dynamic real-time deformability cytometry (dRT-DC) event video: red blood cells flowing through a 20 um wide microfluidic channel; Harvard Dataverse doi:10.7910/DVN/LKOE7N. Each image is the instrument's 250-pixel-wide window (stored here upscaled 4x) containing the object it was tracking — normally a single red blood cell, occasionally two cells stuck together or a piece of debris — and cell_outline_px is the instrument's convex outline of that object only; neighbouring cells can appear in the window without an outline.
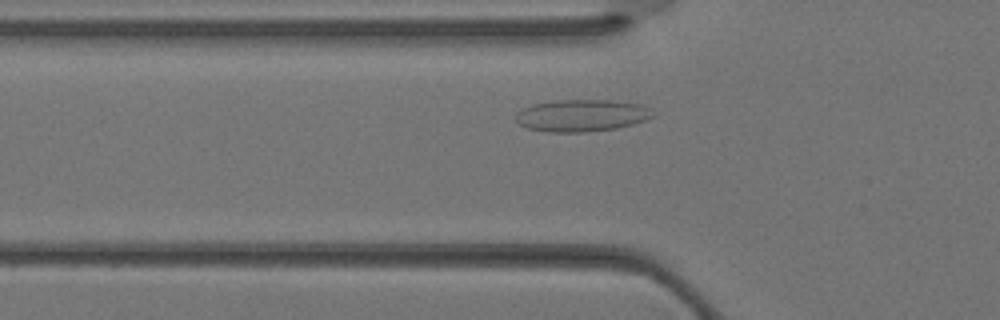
{"species": "Egyptian fruit bat (a non-hibernating species)", "species_latin": "Rousettus aegyptiacus", "temperature_condition": "warm", "stored_images_in_passage": 15, "camera_frame_rate_fps": 3000, "um_per_image_px": 0.085, "animal": {"sex": "female"}, "frame": {"image": 1, "passage_image": 6, "time_ms": 1.667, "image_size_px": [1000, 320], "cell_outline_px": [[656, 116], [648, 120], [616, 128], [584, 132], [544, 132], [528, 128], [520, 124], [516, 120], [516, 112], [520, 108], [532, 104], [552, 100], [608, 100], [644, 104]], "centroid_in_image_um": [49.43, 9.81], "position_along_channel_um": 76.4, "area_um2": 25.89}}
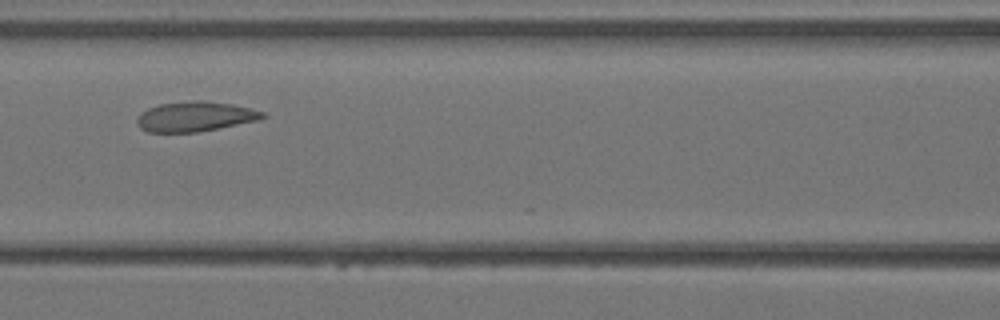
{"frame": {"image": 2, "passage_image": 10, "time_ms": 3.0, "image_size_px": [1000, 320], "cell_outline_px": [[268, 116], [260, 120], [196, 132], [148, 132], [140, 128], [136, 124], [136, 120], [148, 108], [160, 104], [196, 100], [200, 100], [232, 104], [264, 112]], "centroid_in_image_um": [16.6, 9.91], "position_along_channel_um": 150.0, "area_um2": 21.68}}
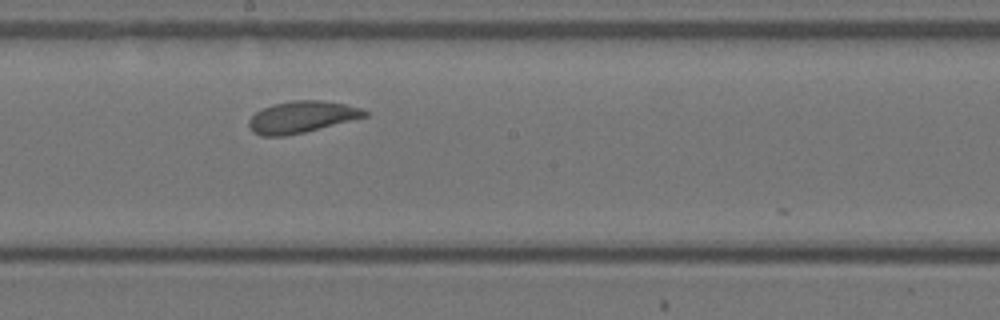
{"frame": {"image": 3, "passage_image": 14, "time_ms": 4.333, "image_size_px": [1000, 320], "cell_outline_px": [[368, 116], [304, 132], [284, 136], [260, 136], [252, 132], [248, 124], [248, 120], [256, 112], [272, 104], [292, 100], [324, 100], [348, 104], [360, 108], [368, 112]], "centroid_in_image_um": [25.64, 9.93], "position_along_channel_um": 222.6, "area_um2": 21.44}}